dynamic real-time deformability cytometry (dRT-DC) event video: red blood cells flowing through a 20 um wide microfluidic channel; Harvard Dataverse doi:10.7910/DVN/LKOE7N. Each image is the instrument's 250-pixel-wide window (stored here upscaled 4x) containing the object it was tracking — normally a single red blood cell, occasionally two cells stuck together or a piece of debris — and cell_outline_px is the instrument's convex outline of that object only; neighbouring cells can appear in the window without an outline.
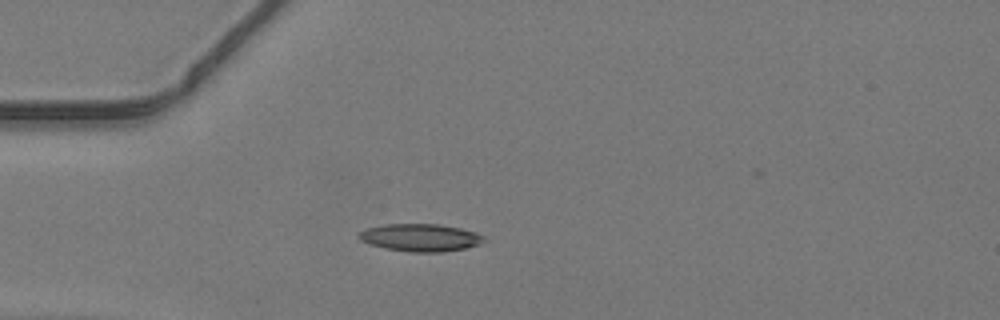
{"species": "common noctule bat (a hibernating species)", "species_latin": "Nyctalus noctula", "temperature_condition": "warm", "stored_images_in_passage": 39, "camera_frame_rate_fps": 3000, "um_per_image_px": 0.085, "animal": {"sex": "male", "body_mass_g": 19.2, "forearm_length_mm": 51.8}, "frame": {"image": 1, "passage_image": 5, "time_ms": 1.333, "image_size_px": [1000, 320], "cell_outline_px": [[484, 240], [480, 244], [464, 248], [444, 252], [408, 252], [384, 248], [360, 240], [360, 232], [368, 228], [384, 224], [436, 224], [460, 228], [476, 232], [484, 236]], "centroid_in_image_um": [35.76, 20.2], "position_along_channel_um": 49.2, "area_um2": 19.88}}
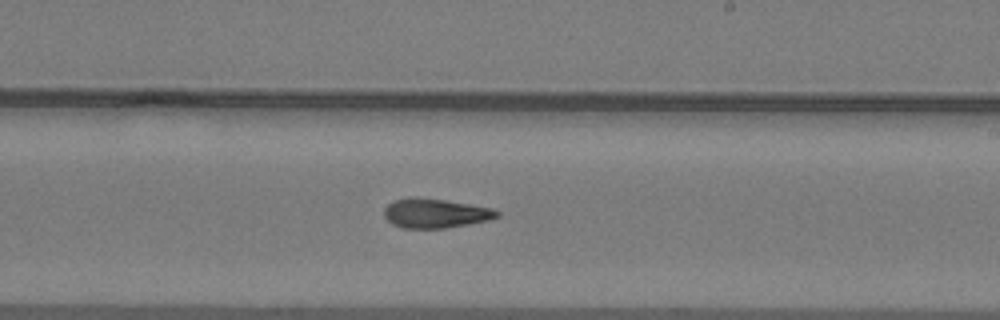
{"frame": {"image": 2, "passage_image": 20, "time_ms": 6.333, "image_size_px": [1000, 320], "cell_outline_px": [[500, 216], [488, 220], [468, 224], [444, 228], [404, 228], [392, 224], [384, 216], [384, 208], [388, 204], [396, 200], [416, 196], [444, 200], [492, 208], [500, 212]], "centroid_in_image_um": [37.0, 18.13], "position_along_channel_um": 252.0, "area_um2": 19.19}}
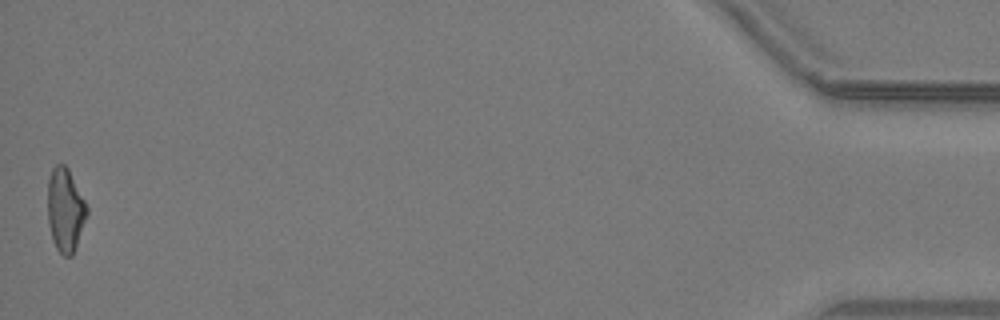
{"frame": {"image": 3, "passage_image": 39, "time_ms": 12.667, "image_size_px": [1000, 320], "cell_outline_px": [[88, 212], [72, 256], [64, 256], [56, 248], [52, 240], [48, 224], [48, 180], [52, 168], [56, 164], [64, 164], [68, 168], [88, 208]], "centroid_in_image_um": [5.53, 17.84], "position_along_channel_um": 429.7, "area_um2": 18.9}}